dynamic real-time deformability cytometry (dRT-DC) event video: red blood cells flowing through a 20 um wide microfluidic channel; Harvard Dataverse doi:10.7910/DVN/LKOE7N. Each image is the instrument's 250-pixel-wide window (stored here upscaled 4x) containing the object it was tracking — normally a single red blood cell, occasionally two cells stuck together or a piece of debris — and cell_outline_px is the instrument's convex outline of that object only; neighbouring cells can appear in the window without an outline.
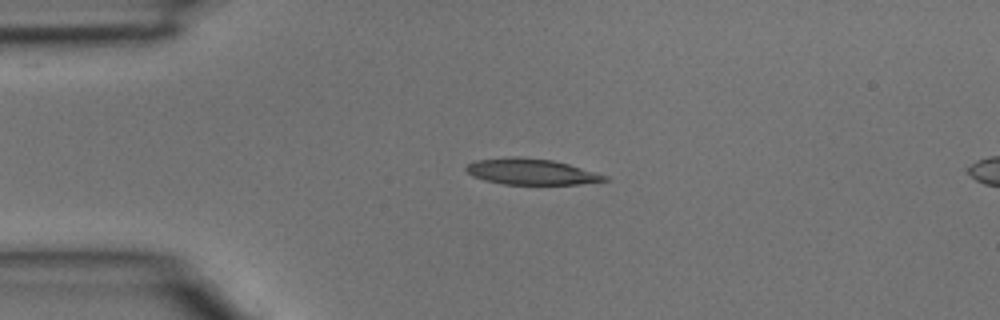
{"species": "common noctule bat (a hibernating species)", "species_latin": "Nyctalus noctula", "temperature_condition": "room temperature", "stored_images_in_passage": 3, "segment_of_instrument_passage": [1, 2], "camera_frame_rate_fps": 3000, "um_per_image_px": 0.085, "animal": {"sex": "male", "body_mass_g": 15.6}, "frame": {"image": 1, "passage_image": 2, "time_ms": 0.333, "image_size_px": [1000, 320], "cell_outline_px": [[608, 180], [576, 184], [504, 184], [484, 180], [472, 176], [464, 168], [468, 164], [476, 160], [512, 156], [520, 156], [552, 160], [568, 164], [608, 176]], "centroid_in_image_um": [45.11, 14.58], "position_along_channel_um": 39.9, "area_um2": 20.81}}